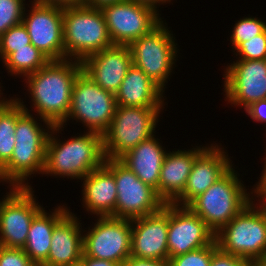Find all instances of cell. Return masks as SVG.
I'll return each mask as SVG.
<instances>
[{"instance_id": "obj_7", "label": "cell", "mask_w": 266, "mask_h": 266, "mask_svg": "<svg viewBox=\"0 0 266 266\" xmlns=\"http://www.w3.org/2000/svg\"><path fill=\"white\" fill-rule=\"evenodd\" d=\"M164 20L130 45L132 64L140 68L164 92L178 60L176 37ZM174 68V69H173Z\"/></svg>"}, {"instance_id": "obj_41", "label": "cell", "mask_w": 266, "mask_h": 266, "mask_svg": "<svg viewBox=\"0 0 266 266\" xmlns=\"http://www.w3.org/2000/svg\"><path fill=\"white\" fill-rule=\"evenodd\" d=\"M130 1L150 6L154 8L157 12H159L160 10L158 8L160 7L161 4L162 5L165 3L170 4V2L173 0H130Z\"/></svg>"}, {"instance_id": "obj_11", "label": "cell", "mask_w": 266, "mask_h": 266, "mask_svg": "<svg viewBox=\"0 0 266 266\" xmlns=\"http://www.w3.org/2000/svg\"><path fill=\"white\" fill-rule=\"evenodd\" d=\"M96 218V223L92 221L88 230H83V254L122 266L131 256L132 220L112 216Z\"/></svg>"}, {"instance_id": "obj_24", "label": "cell", "mask_w": 266, "mask_h": 266, "mask_svg": "<svg viewBox=\"0 0 266 266\" xmlns=\"http://www.w3.org/2000/svg\"><path fill=\"white\" fill-rule=\"evenodd\" d=\"M159 140L153 135L119 158L140 180L155 189L157 194L161 167L168 152Z\"/></svg>"}, {"instance_id": "obj_44", "label": "cell", "mask_w": 266, "mask_h": 266, "mask_svg": "<svg viewBox=\"0 0 266 266\" xmlns=\"http://www.w3.org/2000/svg\"><path fill=\"white\" fill-rule=\"evenodd\" d=\"M71 266H83V264L80 262L78 264H74V265H71Z\"/></svg>"}, {"instance_id": "obj_39", "label": "cell", "mask_w": 266, "mask_h": 266, "mask_svg": "<svg viewBox=\"0 0 266 266\" xmlns=\"http://www.w3.org/2000/svg\"><path fill=\"white\" fill-rule=\"evenodd\" d=\"M80 262L83 264V266H121L113 261L95 259L92 257H87L84 254L82 255Z\"/></svg>"}, {"instance_id": "obj_40", "label": "cell", "mask_w": 266, "mask_h": 266, "mask_svg": "<svg viewBox=\"0 0 266 266\" xmlns=\"http://www.w3.org/2000/svg\"><path fill=\"white\" fill-rule=\"evenodd\" d=\"M127 0H85L84 5L93 7V8H98L101 9L102 7L114 3H119V2H124Z\"/></svg>"}, {"instance_id": "obj_31", "label": "cell", "mask_w": 266, "mask_h": 266, "mask_svg": "<svg viewBox=\"0 0 266 266\" xmlns=\"http://www.w3.org/2000/svg\"><path fill=\"white\" fill-rule=\"evenodd\" d=\"M217 248L215 240L209 246L168 259V266H210L212 254Z\"/></svg>"}, {"instance_id": "obj_17", "label": "cell", "mask_w": 266, "mask_h": 266, "mask_svg": "<svg viewBox=\"0 0 266 266\" xmlns=\"http://www.w3.org/2000/svg\"><path fill=\"white\" fill-rule=\"evenodd\" d=\"M221 144L211 143L196 158L183 193L173 202L187 206L221 178L233 165V161ZM233 163V164H232Z\"/></svg>"}, {"instance_id": "obj_6", "label": "cell", "mask_w": 266, "mask_h": 266, "mask_svg": "<svg viewBox=\"0 0 266 266\" xmlns=\"http://www.w3.org/2000/svg\"><path fill=\"white\" fill-rule=\"evenodd\" d=\"M164 108L117 105L111 124L103 134L105 158L119 159L155 135Z\"/></svg>"}, {"instance_id": "obj_3", "label": "cell", "mask_w": 266, "mask_h": 266, "mask_svg": "<svg viewBox=\"0 0 266 266\" xmlns=\"http://www.w3.org/2000/svg\"><path fill=\"white\" fill-rule=\"evenodd\" d=\"M52 127L47 120L26 111L17 119L12 157L0 170L2 185L8 183L9 187H32L28 179L36 176L34 174L43 173L46 143Z\"/></svg>"}, {"instance_id": "obj_18", "label": "cell", "mask_w": 266, "mask_h": 266, "mask_svg": "<svg viewBox=\"0 0 266 266\" xmlns=\"http://www.w3.org/2000/svg\"><path fill=\"white\" fill-rule=\"evenodd\" d=\"M168 203L151 215L132 220L131 256L168 261Z\"/></svg>"}, {"instance_id": "obj_42", "label": "cell", "mask_w": 266, "mask_h": 266, "mask_svg": "<svg viewBox=\"0 0 266 266\" xmlns=\"http://www.w3.org/2000/svg\"><path fill=\"white\" fill-rule=\"evenodd\" d=\"M266 154V152H265ZM264 167L261 173V176L259 177V181L256 182V184L253 186L252 190H266V157L264 159Z\"/></svg>"}, {"instance_id": "obj_13", "label": "cell", "mask_w": 266, "mask_h": 266, "mask_svg": "<svg viewBox=\"0 0 266 266\" xmlns=\"http://www.w3.org/2000/svg\"><path fill=\"white\" fill-rule=\"evenodd\" d=\"M101 11L114 45L129 46L163 21L154 8L130 0L106 5Z\"/></svg>"}, {"instance_id": "obj_36", "label": "cell", "mask_w": 266, "mask_h": 266, "mask_svg": "<svg viewBox=\"0 0 266 266\" xmlns=\"http://www.w3.org/2000/svg\"><path fill=\"white\" fill-rule=\"evenodd\" d=\"M251 203L261 213L266 222V190H251ZM258 199V203L254 199ZM260 198V199H259ZM254 200V201H253Z\"/></svg>"}, {"instance_id": "obj_8", "label": "cell", "mask_w": 266, "mask_h": 266, "mask_svg": "<svg viewBox=\"0 0 266 266\" xmlns=\"http://www.w3.org/2000/svg\"><path fill=\"white\" fill-rule=\"evenodd\" d=\"M116 108L115 94L102 89L81 71L73 84L68 117L61 125L66 127L67 122L73 119L86 126V131L103 135L111 124Z\"/></svg>"}, {"instance_id": "obj_14", "label": "cell", "mask_w": 266, "mask_h": 266, "mask_svg": "<svg viewBox=\"0 0 266 266\" xmlns=\"http://www.w3.org/2000/svg\"><path fill=\"white\" fill-rule=\"evenodd\" d=\"M224 67V101L245 110L253 102L266 99V59H237Z\"/></svg>"}, {"instance_id": "obj_37", "label": "cell", "mask_w": 266, "mask_h": 266, "mask_svg": "<svg viewBox=\"0 0 266 266\" xmlns=\"http://www.w3.org/2000/svg\"><path fill=\"white\" fill-rule=\"evenodd\" d=\"M122 266H168V261L140 259L130 256Z\"/></svg>"}, {"instance_id": "obj_15", "label": "cell", "mask_w": 266, "mask_h": 266, "mask_svg": "<svg viewBox=\"0 0 266 266\" xmlns=\"http://www.w3.org/2000/svg\"><path fill=\"white\" fill-rule=\"evenodd\" d=\"M30 2V10L27 5L24 9L22 23L31 44L50 60H64L63 8Z\"/></svg>"}, {"instance_id": "obj_26", "label": "cell", "mask_w": 266, "mask_h": 266, "mask_svg": "<svg viewBox=\"0 0 266 266\" xmlns=\"http://www.w3.org/2000/svg\"><path fill=\"white\" fill-rule=\"evenodd\" d=\"M0 90V170L10 161L15 145L17 119L25 112L15 98H5Z\"/></svg>"}, {"instance_id": "obj_16", "label": "cell", "mask_w": 266, "mask_h": 266, "mask_svg": "<svg viewBox=\"0 0 266 266\" xmlns=\"http://www.w3.org/2000/svg\"><path fill=\"white\" fill-rule=\"evenodd\" d=\"M215 233L187 206L168 203V259L211 245Z\"/></svg>"}, {"instance_id": "obj_35", "label": "cell", "mask_w": 266, "mask_h": 266, "mask_svg": "<svg viewBox=\"0 0 266 266\" xmlns=\"http://www.w3.org/2000/svg\"><path fill=\"white\" fill-rule=\"evenodd\" d=\"M245 112L254 122L266 123V99L253 102Z\"/></svg>"}, {"instance_id": "obj_34", "label": "cell", "mask_w": 266, "mask_h": 266, "mask_svg": "<svg viewBox=\"0 0 266 266\" xmlns=\"http://www.w3.org/2000/svg\"><path fill=\"white\" fill-rule=\"evenodd\" d=\"M210 266H253V262L223 252L219 247L213 252Z\"/></svg>"}, {"instance_id": "obj_12", "label": "cell", "mask_w": 266, "mask_h": 266, "mask_svg": "<svg viewBox=\"0 0 266 266\" xmlns=\"http://www.w3.org/2000/svg\"><path fill=\"white\" fill-rule=\"evenodd\" d=\"M8 191L0 199V246L23 249L31 222L44 207L32 187H9Z\"/></svg>"}, {"instance_id": "obj_43", "label": "cell", "mask_w": 266, "mask_h": 266, "mask_svg": "<svg viewBox=\"0 0 266 266\" xmlns=\"http://www.w3.org/2000/svg\"><path fill=\"white\" fill-rule=\"evenodd\" d=\"M253 266H266V254L262 256L261 258L257 259Z\"/></svg>"}, {"instance_id": "obj_21", "label": "cell", "mask_w": 266, "mask_h": 266, "mask_svg": "<svg viewBox=\"0 0 266 266\" xmlns=\"http://www.w3.org/2000/svg\"><path fill=\"white\" fill-rule=\"evenodd\" d=\"M168 151L164 158L158 184V196L165 203H173L184 191L195 158L208 146Z\"/></svg>"}, {"instance_id": "obj_27", "label": "cell", "mask_w": 266, "mask_h": 266, "mask_svg": "<svg viewBox=\"0 0 266 266\" xmlns=\"http://www.w3.org/2000/svg\"><path fill=\"white\" fill-rule=\"evenodd\" d=\"M50 59L33 44H28V48L16 49L2 63L14 77H26L43 68Z\"/></svg>"}, {"instance_id": "obj_33", "label": "cell", "mask_w": 266, "mask_h": 266, "mask_svg": "<svg viewBox=\"0 0 266 266\" xmlns=\"http://www.w3.org/2000/svg\"><path fill=\"white\" fill-rule=\"evenodd\" d=\"M0 266H36L22 248L0 246Z\"/></svg>"}, {"instance_id": "obj_32", "label": "cell", "mask_w": 266, "mask_h": 266, "mask_svg": "<svg viewBox=\"0 0 266 266\" xmlns=\"http://www.w3.org/2000/svg\"><path fill=\"white\" fill-rule=\"evenodd\" d=\"M236 59L262 60L266 59V30L249 39L239 43L233 50Z\"/></svg>"}, {"instance_id": "obj_22", "label": "cell", "mask_w": 266, "mask_h": 266, "mask_svg": "<svg viewBox=\"0 0 266 266\" xmlns=\"http://www.w3.org/2000/svg\"><path fill=\"white\" fill-rule=\"evenodd\" d=\"M82 206L96 217H115L117 187L114 174L103 164L81 179Z\"/></svg>"}, {"instance_id": "obj_4", "label": "cell", "mask_w": 266, "mask_h": 266, "mask_svg": "<svg viewBox=\"0 0 266 266\" xmlns=\"http://www.w3.org/2000/svg\"><path fill=\"white\" fill-rule=\"evenodd\" d=\"M239 176L238 171L232 166L204 193L187 205L215 234L251 202V193L247 191V186H244Z\"/></svg>"}, {"instance_id": "obj_19", "label": "cell", "mask_w": 266, "mask_h": 266, "mask_svg": "<svg viewBox=\"0 0 266 266\" xmlns=\"http://www.w3.org/2000/svg\"><path fill=\"white\" fill-rule=\"evenodd\" d=\"M82 71L102 89L116 94L129 67L132 54L129 46L112 45L85 58Z\"/></svg>"}, {"instance_id": "obj_9", "label": "cell", "mask_w": 266, "mask_h": 266, "mask_svg": "<svg viewBox=\"0 0 266 266\" xmlns=\"http://www.w3.org/2000/svg\"><path fill=\"white\" fill-rule=\"evenodd\" d=\"M218 247L253 263L266 254V222L250 202L215 234Z\"/></svg>"}, {"instance_id": "obj_10", "label": "cell", "mask_w": 266, "mask_h": 266, "mask_svg": "<svg viewBox=\"0 0 266 266\" xmlns=\"http://www.w3.org/2000/svg\"><path fill=\"white\" fill-rule=\"evenodd\" d=\"M104 165L114 174L117 187L115 217L136 219L160 211L165 202L155 189L140 180L119 159L105 158Z\"/></svg>"}, {"instance_id": "obj_25", "label": "cell", "mask_w": 266, "mask_h": 266, "mask_svg": "<svg viewBox=\"0 0 266 266\" xmlns=\"http://www.w3.org/2000/svg\"><path fill=\"white\" fill-rule=\"evenodd\" d=\"M65 205H57L48 213L44 207L31 222L23 250L36 266L48 258L54 226L70 211Z\"/></svg>"}, {"instance_id": "obj_28", "label": "cell", "mask_w": 266, "mask_h": 266, "mask_svg": "<svg viewBox=\"0 0 266 266\" xmlns=\"http://www.w3.org/2000/svg\"><path fill=\"white\" fill-rule=\"evenodd\" d=\"M31 40L25 25L21 22L0 36V61L2 62L16 49L28 48Z\"/></svg>"}, {"instance_id": "obj_1", "label": "cell", "mask_w": 266, "mask_h": 266, "mask_svg": "<svg viewBox=\"0 0 266 266\" xmlns=\"http://www.w3.org/2000/svg\"><path fill=\"white\" fill-rule=\"evenodd\" d=\"M82 71V64L72 59L50 60L43 68L25 78L27 94L31 98V110L26 107L23 99L15 98L28 113L34 111L38 117L52 125H61L71 106V95L74 81Z\"/></svg>"}, {"instance_id": "obj_30", "label": "cell", "mask_w": 266, "mask_h": 266, "mask_svg": "<svg viewBox=\"0 0 266 266\" xmlns=\"http://www.w3.org/2000/svg\"><path fill=\"white\" fill-rule=\"evenodd\" d=\"M25 0H0V36L22 22Z\"/></svg>"}, {"instance_id": "obj_29", "label": "cell", "mask_w": 266, "mask_h": 266, "mask_svg": "<svg viewBox=\"0 0 266 266\" xmlns=\"http://www.w3.org/2000/svg\"><path fill=\"white\" fill-rule=\"evenodd\" d=\"M237 22V23H236ZM235 22V26L231 31L230 43L232 45V50L241 42L248 41L253 37L263 33L266 30V22L262 21L258 17H244Z\"/></svg>"}, {"instance_id": "obj_23", "label": "cell", "mask_w": 266, "mask_h": 266, "mask_svg": "<svg viewBox=\"0 0 266 266\" xmlns=\"http://www.w3.org/2000/svg\"><path fill=\"white\" fill-rule=\"evenodd\" d=\"M163 92L140 68L132 64L115 98L117 105L121 106L164 107L167 102Z\"/></svg>"}, {"instance_id": "obj_2", "label": "cell", "mask_w": 266, "mask_h": 266, "mask_svg": "<svg viewBox=\"0 0 266 266\" xmlns=\"http://www.w3.org/2000/svg\"><path fill=\"white\" fill-rule=\"evenodd\" d=\"M61 131H64L62 125H53L50 131L42 175L81 180L104 164L102 134L84 130V133L78 136H71L67 140L64 138V141H61L58 135L63 134Z\"/></svg>"}, {"instance_id": "obj_38", "label": "cell", "mask_w": 266, "mask_h": 266, "mask_svg": "<svg viewBox=\"0 0 266 266\" xmlns=\"http://www.w3.org/2000/svg\"><path fill=\"white\" fill-rule=\"evenodd\" d=\"M32 2L41 5H51L65 8L73 6H83L85 0H32Z\"/></svg>"}, {"instance_id": "obj_5", "label": "cell", "mask_w": 266, "mask_h": 266, "mask_svg": "<svg viewBox=\"0 0 266 266\" xmlns=\"http://www.w3.org/2000/svg\"><path fill=\"white\" fill-rule=\"evenodd\" d=\"M65 59L82 62L113 44L101 9L89 6L63 8Z\"/></svg>"}, {"instance_id": "obj_20", "label": "cell", "mask_w": 266, "mask_h": 266, "mask_svg": "<svg viewBox=\"0 0 266 266\" xmlns=\"http://www.w3.org/2000/svg\"><path fill=\"white\" fill-rule=\"evenodd\" d=\"M74 212L69 211L52 232L47 260L41 266H71L78 264L83 255V226Z\"/></svg>"}]
</instances>
